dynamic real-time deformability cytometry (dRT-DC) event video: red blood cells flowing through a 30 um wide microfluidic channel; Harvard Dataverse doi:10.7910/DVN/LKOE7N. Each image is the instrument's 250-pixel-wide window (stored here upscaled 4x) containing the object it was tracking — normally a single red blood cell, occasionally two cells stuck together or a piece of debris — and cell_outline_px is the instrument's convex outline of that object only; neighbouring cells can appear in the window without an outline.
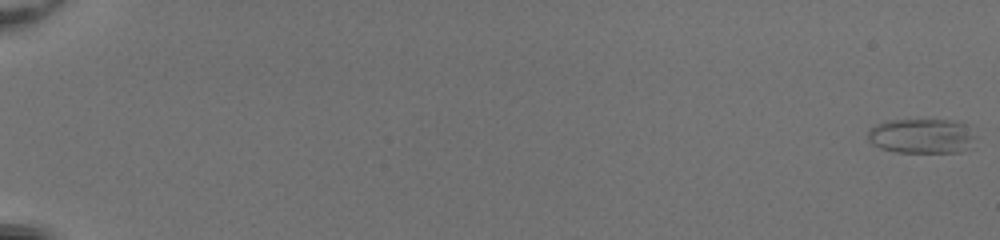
{"species": "common noctule bat (a hibernating species)", "species_latin": "Nyctalus noctula", "temperature_condition": "room temperature", "stored_images_in_passage": 54, "camera_frame_rate_fps": 3000, "um_per_image_px": 0.085, "animal": {"sex": "female", "body_mass_g": 20.0, "forearm_length_mm": 54.0}, "frame": {"image": 1, "passage_image": 1, "time_ms": 0.0, "image_size_px": [1000, 240], "cell_outline_px": [[976, 136], [972, 148], [960, 152], [896, 152], [880, 148], [872, 144], [868, 140], [868, 128], [884, 120], [952, 120], [964, 124]], "centroid_in_image_um": [78.33, 11.56], "position_along_channel_um": 6.7, "area_um2": 22.14}}
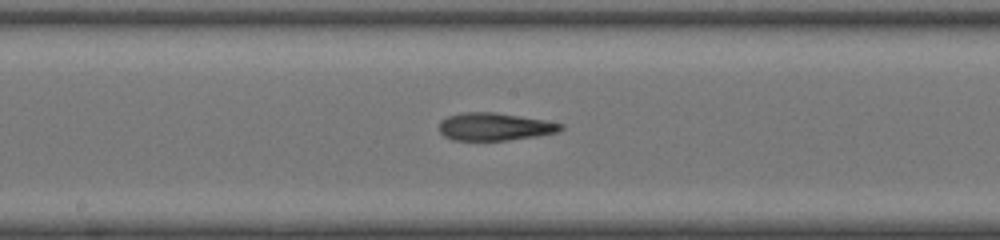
{"frame": {"image": 2, "passage_image": 32, "time_ms": 10.333, "image_size_px": [1000, 240], "cell_outline_px": [[564, 128], [560, 132], [536, 136], [508, 140], [452, 140], [444, 136], [440, 132], [440, 120], [448, 116], [460, 112], [496, 112], [548, 120], [564, 124]], "centroid_in_image_um": [42.08, 10.76], "position_along_channel_um": 206.1, "area_um2": 19.88}}
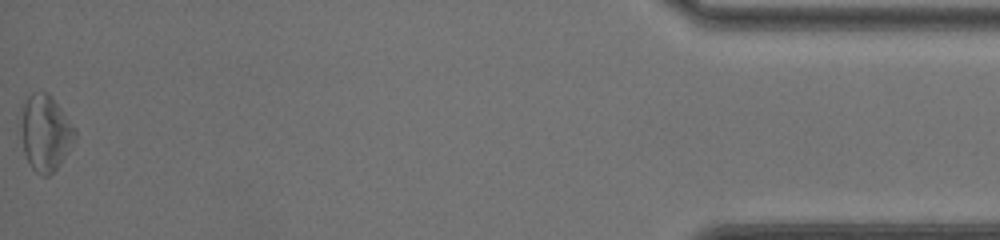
{"frame": {"image": 3, "passage_image": 54, "time_ms": 17.667, "image_size_px": [1000, 240], "cell_outline_px": [[76, 140], [60, 164], [48, 176], [40, 176], [32, 168], [24, 152], [20, 128], [20, 108], [28, 96], [32, 92], [48, 92], [52, 96], [76, 128]], "centroid_in_image_um": [3.85, 11.27], "position_along_channel_um": 431.3, "area_um2": 24.33}, "authors_computed_cell_mechanics": {"area_um2": 21.1259, "velocity_mm_per_s": 4.1543, "shape_relaxation_time_tau1_ms": 6.3419, "shape_relaxation_time_tau2_ms": 2.4725, "deformation_change_tau1": 0.1958, "deformation_change_tau2": 0.1306}}